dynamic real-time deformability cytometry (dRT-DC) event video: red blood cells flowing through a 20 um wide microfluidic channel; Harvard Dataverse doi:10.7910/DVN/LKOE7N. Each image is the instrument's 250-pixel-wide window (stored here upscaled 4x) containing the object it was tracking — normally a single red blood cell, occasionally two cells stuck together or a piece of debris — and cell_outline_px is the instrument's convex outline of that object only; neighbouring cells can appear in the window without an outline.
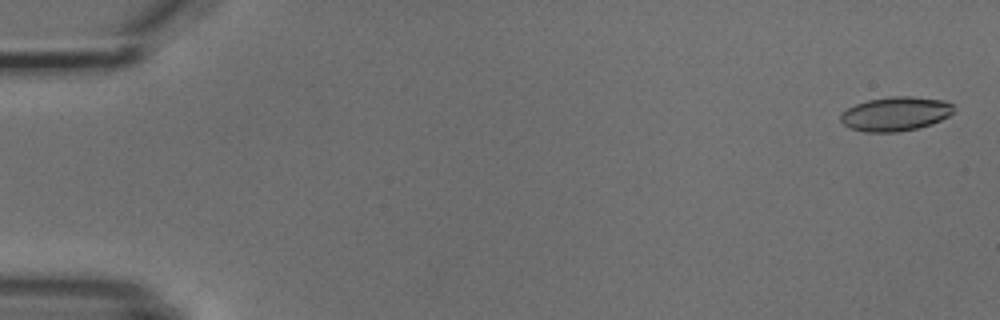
{"species": "common noctule bat (a hibernating species)", "species_latin": "Nyctalus noctula", "temperature_condition": "cold", "stored_images_in_passage": 5, "camera_frame_rate_fps": 3000, "um_per_image_px": 0.085, "animal": {"sex": "male", "body_mass_g": 18.8}, "frame": {"image": 1, "passage_image": 1, "time_ms": 0.0, "image_size_px": [1000, 320], "cell_outline_px": [[952, 112], [948, 116], [932, 124], [900, 132], [864, 132], [852, 128], [844, 124], [840, 120], [840, 116], [848, 108], [856, 104], [868, 100], [892, 96], [912, 96], [944, 100], [952, 104]], "centroid_in_image_um": [76.12, 9.67], "position_along_channel_um": 8.9, "area_um2": 22.31}}
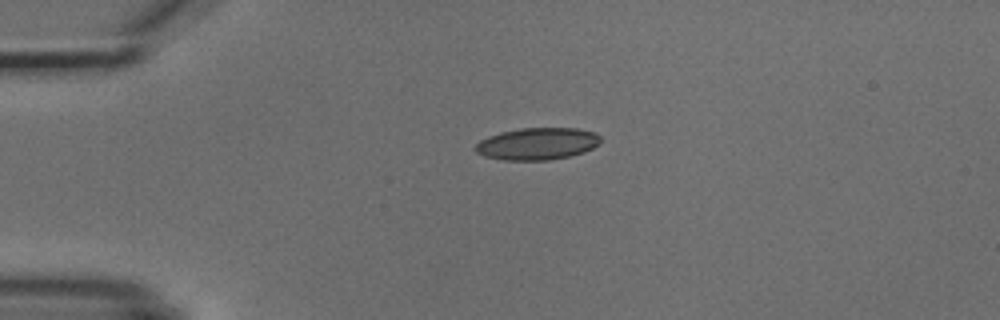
{"frame": {"image": 2, "passage_image": 4, "time_ms": 3.667, "image_size_px": [1000, 320], "cell_outline_px": [[600, 144], [584, 152], [572, 156], [548, 160], [504, 160], [484, 156], [476, 152], [472, 148], [480, 140], [488, 136], [500, 132], [520, 128], [576, 128], [596, 132], [600, 136]], "centroid_in_image_um": [45.67, 12.22], "position_along_channel_um": 39.3, "area_um2": 23.64}}